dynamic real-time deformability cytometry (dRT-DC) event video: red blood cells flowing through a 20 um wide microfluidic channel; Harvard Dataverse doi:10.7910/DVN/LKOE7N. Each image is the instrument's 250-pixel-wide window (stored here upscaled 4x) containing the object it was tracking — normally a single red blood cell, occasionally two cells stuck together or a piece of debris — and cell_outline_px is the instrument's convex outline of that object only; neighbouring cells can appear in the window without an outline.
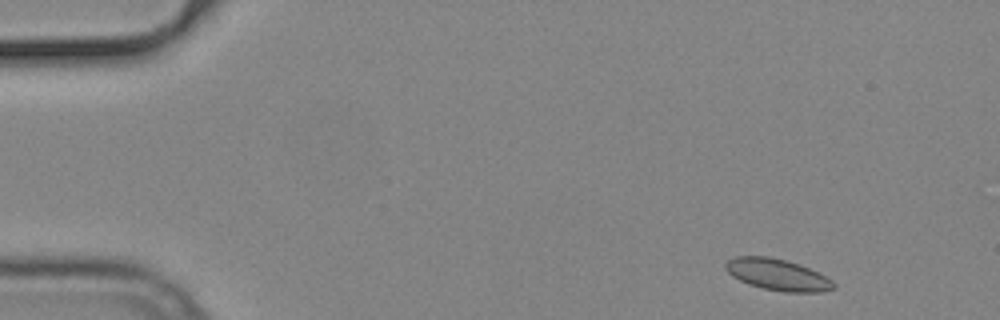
{"species": "common noctule bat (a hibernating species)", "species_latin": "Nyctalus noctula", "temperature_condition": "cold", "stored_images_in_passage": 53, "camera_frame_rate_fps": 3000, "um_per_image_px": 0.085, "animal": {"sex": "male", "body_mass_g": 19.2, "forearm_length_mm": 51.8}, "frame": {"image": 1, "passage_image": 3, "time_ms": 0.667, "image_size_px": [1000, 320], "cell_outline_px": [[836, 288], [824, 292], [784, 292], [764, 288], [748, 284], [732, 276], [724, 268], [724, 264], [728, 260], [736, 256], [768, 256], [800, 264], [832, 280], [836, 284]], "centroid_in_image_um": [66.09, 23.35], "position_along_channel_um": 18.9, "area_um2": 19.77}}
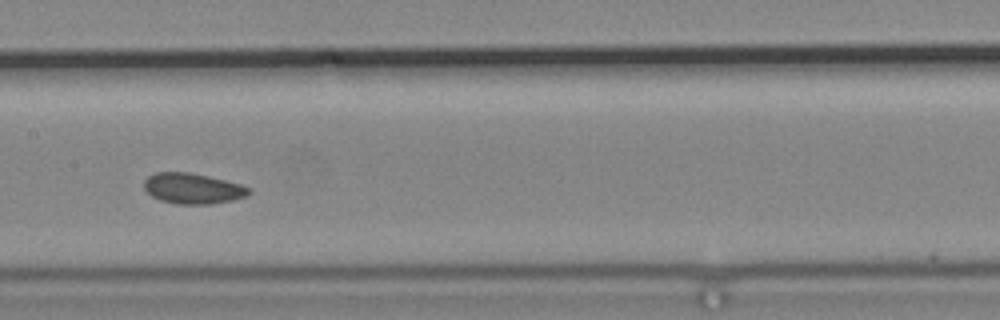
{"frame": {"image": 2, "passage_image": 25, "time_ms": 8.0, "image_size_px": [1000, 320], "cell_outline_px": [[252, 192], [244, 196], [232, 200], [208, 204], [176, 204], [160, 200], [152, 196], [144, 188], [144, 180], [148, 176], [156, 172], [188, 172], [208, 176], [240, 184], [248, 188]], "centroid_in_image_um": [16.34, 16.02], "position_along_channel_um": 191.1, "area_um2": 18.5}}
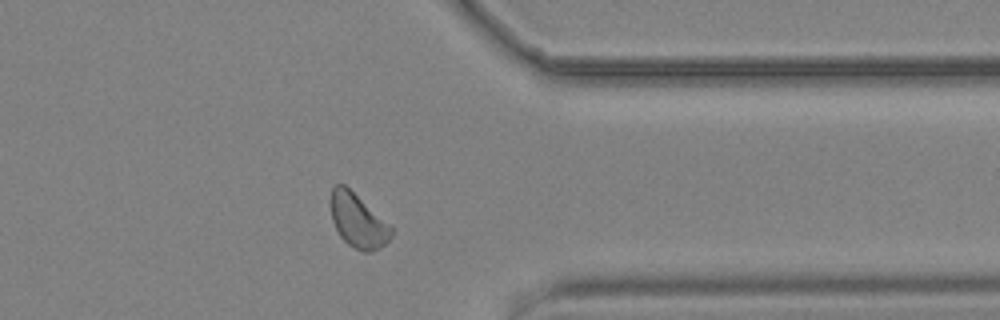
{"frame": {"image": 3, "passage_image": 41, "time_ms": 13.333, "image_size_px": [1000, 320], "cell_outline_px": [[392, 236], [380, 248], [372, 252], [364, 252], [348, 244], [340, 236], [332, 220], [328, 204], [332, 188], [336, 184], [344, 184], [392, 228]], "centroid_in_image_um": [30.36, 18.76], "position_along_channel_um": 381.0, "area_um2": 18.73}, "authors_computed_cell_mechanics": {"area_um2": 18.8428, "velocity_mm_per_s": 3.7259, "shape_relaxation_time_tau1_ms": 7.3105, "shape_relaxation_time_tau2_ms": 3.4977, "deformation_change_tau1": 0.069, "deformation_change_tau2": 0.0643}}